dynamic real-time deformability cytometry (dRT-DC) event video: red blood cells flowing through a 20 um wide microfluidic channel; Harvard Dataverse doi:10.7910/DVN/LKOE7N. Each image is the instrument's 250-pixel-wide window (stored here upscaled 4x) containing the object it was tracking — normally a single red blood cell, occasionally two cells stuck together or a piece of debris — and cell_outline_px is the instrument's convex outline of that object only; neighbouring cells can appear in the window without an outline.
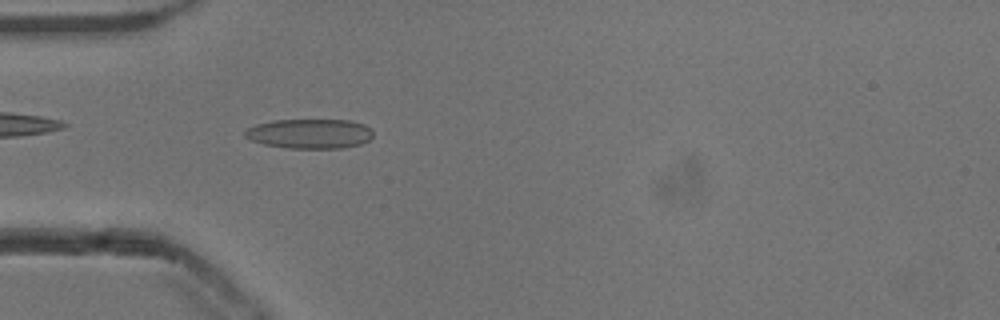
{"species": "common noctule bat (a hibernating species)", "species_latin": "Nyctalus noctula", "temperature_condition": "cold", "stored_images_in_passage": 53, "camera_frame_rate_fps": 3000, "um_per_image_px": 0.085, "animal": {"sex": "male", "body_mass_g": 13.3}, "frame": {"image": 1, "passage_image": 15, "time_ms": 4.667, "image_size_px": [1000, 320], "cell_outline_px": [[372, 136], [368, 140], [360, 144], [344, 148], [288, 148], [264, 144], [252, 140], [244, 136], [244, 132], [248, 128], [256, 124], [272, 120], [352, 120], [364, 124], [372, 132]], "centroid_in_image_um": [26.32, 11.36], "position_along_channel_um": 58.7, "area_um2": 22.08}}
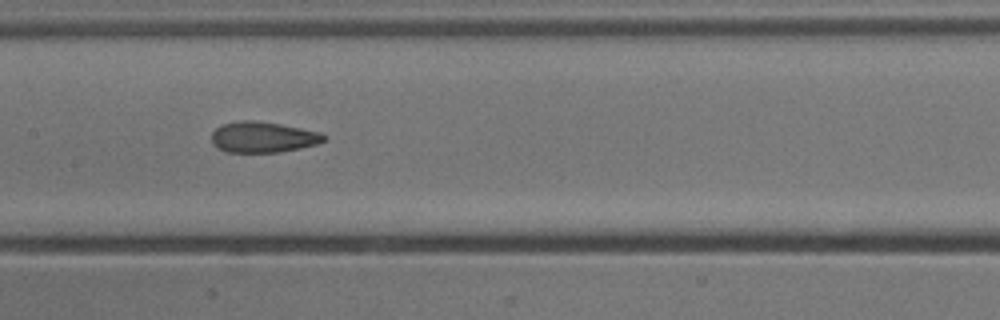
{"frame": {"image": 2, "passage_image": 25, "time_ms": 8.0, "image_size_px": [1000, 320], "cell_outline_px": [[328, 136], [324, 140], [316, 144], [280, 152], [228, 152], [212, 144], [212, 132], [216, 128], [224, 124], [240, 120], [256, 120], [280, 124], [320, 132]], "centroid_in_image_um": [22.35, 11.65], "position_along_channel_um": 185.1, "area_um2": 20.0}}
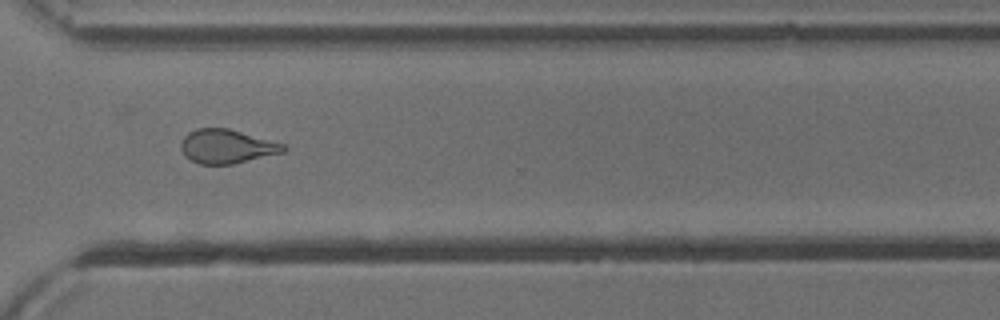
{"frame": {"image": 3, "passage_image": 38, "time_ms": 12.333, "image_size_px": [1000, 320], "cell_outline_px": [[288, 148], [284, 152], [232, 164], [200, 164], [192, 160], [180, 148], [180, 144], [184, 136], [188, 132], [196, 128], [228, 128], [284, 144]], "centroid_in_image_um": [19.28, 12.43], "position_along_channel_um": 351.3, "area_um2": 20.06}, "authors_computed_cell_mechanics": {"area_um2": 20.7502, "velocity_mm_per_s": 3.8508, "shape_relaxation_time_tau1_ms": 6.1059, "shape_relaxation_time_tau2_ms": 1.9626, "deformation_change_tau1": 0.1476, "deformation_change_tau2": 0.0876}}